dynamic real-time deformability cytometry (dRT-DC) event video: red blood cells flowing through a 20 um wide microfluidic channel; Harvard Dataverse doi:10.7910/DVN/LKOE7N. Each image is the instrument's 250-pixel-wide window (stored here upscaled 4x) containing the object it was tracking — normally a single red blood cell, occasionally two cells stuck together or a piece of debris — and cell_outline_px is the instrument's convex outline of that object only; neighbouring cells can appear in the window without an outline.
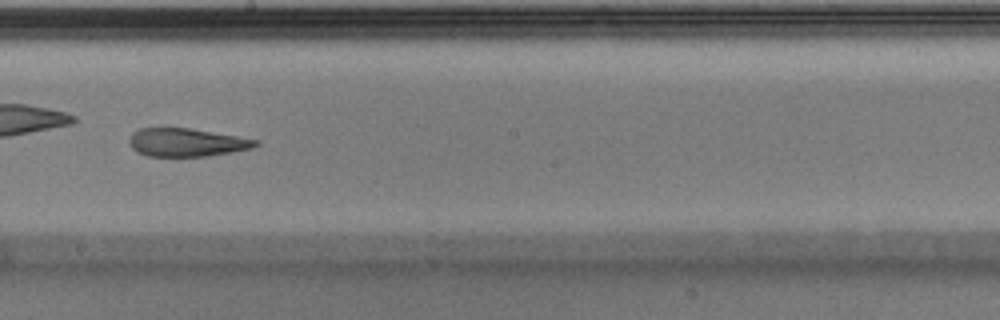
{"species": "Egyptian fruit bat (a non-hibernating species)", "species_latin": "Rousettus aegyptiacus", "temperature_condition": "warm", "stored_images_in_passage": 41, "camera_frame_rate_fps": 3000, "um_per_image_px": 0.085, "animal": {"sex": "male"}, "frame": {"image": 1, "passage_image": 24, "time_ms": 7.667, "image_size_px": [1000, 320], "cell_outline_px": [[260, 144], [252, 148], [232, 152], [208, 156], [148, 156], [136, 152], [128, 144], [128, 140], [132, 132], [140, 128], [192, 128], [260, 140]], "centroid_in_image_um": [15.86, 12.1], "position_along_channel_um": 232.3, "area_um2": 20.98}}